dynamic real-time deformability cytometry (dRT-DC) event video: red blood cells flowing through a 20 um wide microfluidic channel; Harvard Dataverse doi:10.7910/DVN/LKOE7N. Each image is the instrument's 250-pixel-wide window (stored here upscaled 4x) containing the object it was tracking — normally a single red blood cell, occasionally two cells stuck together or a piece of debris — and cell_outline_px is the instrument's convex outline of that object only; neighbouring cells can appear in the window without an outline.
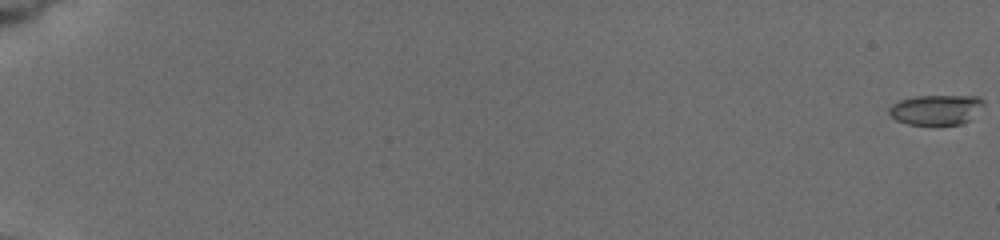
{"species": "common noctule bat (a hibernating species)", "species_latin": "Nyctalus noctula", "temperature_condition": "cold", "stored_images_in_passage": 8, "camera_frame_rate_fps": 3000, "um_per_image_px": 0.085, "animal": {"sex": "female", "body_mass_g": 19.5, "forearm_length_mm": 54.1}, "frame": {"image": 1, "passage_image": 1, "time_ms": 0.0, "image_size_px": [1000, 240], "cell_outline_px": [[984, 104], [968, 120], [960, 124], [908, 124], [896, 120], [888, 112], [888, 108], [892, 104], [900, 100], [916, 96], [976, 96], [984, 100]], "centroid_in_image_um": [79.53, 9.31], "position_along_channel_um": 5.5, "area_um2": 16.3}}
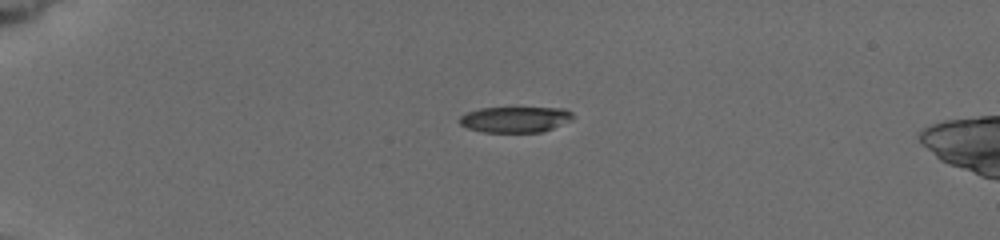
{"frame": {"image": 2, "passage_image": 7, "time_ms": 5.333, "image_size_px": [1000, 240], "cell_outline_px": [[572, 120], [552, 128], [540, 132], [484, 132], [468, 128], [460, 124], [456, 120], [460, 116], [468, 112], [480, 108], [564, 108], [572, 112]], "centroid_in_image_um": [43.76, 10.15], "position_along_channel_um": 41.2, "area_um2": 16.99}}